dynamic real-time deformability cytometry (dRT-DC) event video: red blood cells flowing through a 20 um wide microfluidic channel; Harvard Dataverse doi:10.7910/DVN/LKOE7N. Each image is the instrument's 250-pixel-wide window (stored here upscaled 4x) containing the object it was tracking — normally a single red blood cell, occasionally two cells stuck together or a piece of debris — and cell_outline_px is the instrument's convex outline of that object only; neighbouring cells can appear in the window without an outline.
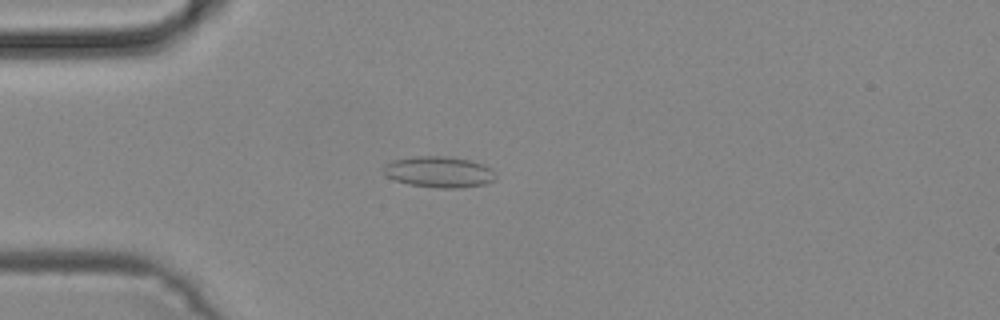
{"species": "common noctule bat (a hibernating species)", "species_latin": "Nyctalus noctula", "temperature_condition": "cold", "stored_images_in_passage": 47, "camera_frame_rate_fps": 3000, "um_per_image_px": 0.085, "animal": {"sex": "male", "body_mass_g": 19.2, "forearm_length_mm": 51.8}, "frame": {"image": 1, "passage_image": 12, "time_ms": 3.667, "image_size_px": [1000, 320], "cell_outline_px": [[496, 176], [492, 180], [484, 184], [460, 188], [436, 188], [408, 184], [396, 180], [388, 176], [384, 172], [384, 164], [392, 160], [412, 156], [448, 156], [468, 160], [484, 164], [492, 168]], "centroid_in_image_um": [37.31, 14.61], "position_along_channel_um": 47.7, "area_um2": 20.35}}
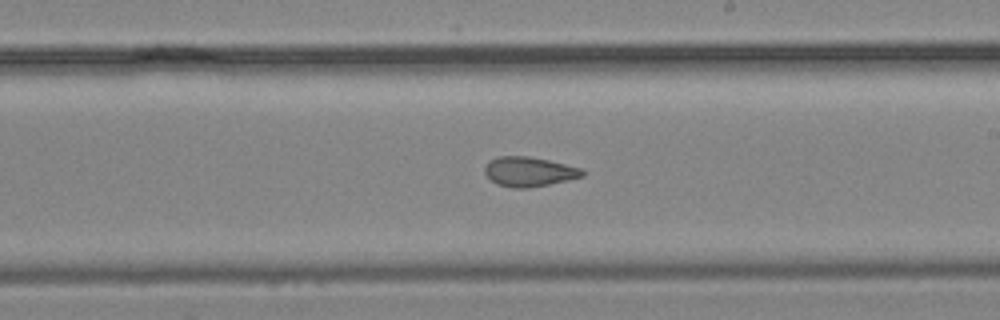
{"frame": {"image": 2, "passage_image": 27, "time_ms": 8.667, "image_size_px": [1000, 320], "cell_outline_px": [[584, 176], [548, 184], [528, 188], [512, 188], [496, 184], [484, 172], [484, 168], [492, 160], [500, 156], [528, 156], [548, 160], [584, 168]], "centroid_in_image_um": [45.0, 14.59], "position_along_channel_um": 244.0, "area_um2": 16.7}}
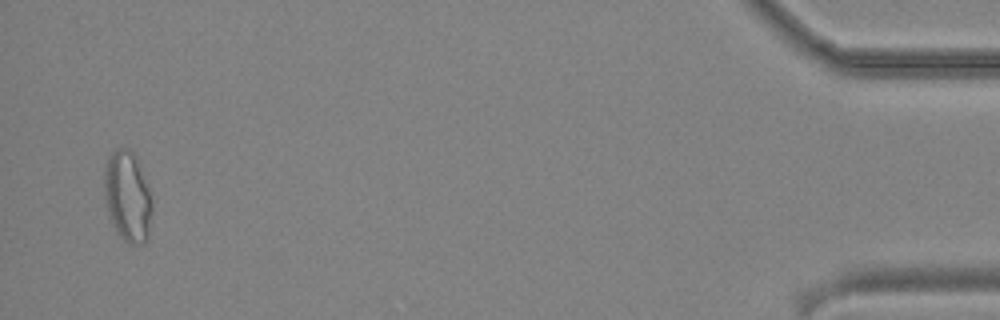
{"frame": {"image": 3, "passage_image": 46, "time_ms": 15.0, "image_size_px": [1000, 320], "cell_outline_px": [[152, 212], [148, 236], [144, 244], [128, 244], [120, 236], [112, 224], [108, 216], [104, 196], [104, 168], [108, 156], [116, 148], [128, 148], [132, 152], [140, 164], [152, 200]], "centroid_in_image_um": [10.83, 16.71], "position_along_channel_um": 424.4, "area_um2": 25.55}}